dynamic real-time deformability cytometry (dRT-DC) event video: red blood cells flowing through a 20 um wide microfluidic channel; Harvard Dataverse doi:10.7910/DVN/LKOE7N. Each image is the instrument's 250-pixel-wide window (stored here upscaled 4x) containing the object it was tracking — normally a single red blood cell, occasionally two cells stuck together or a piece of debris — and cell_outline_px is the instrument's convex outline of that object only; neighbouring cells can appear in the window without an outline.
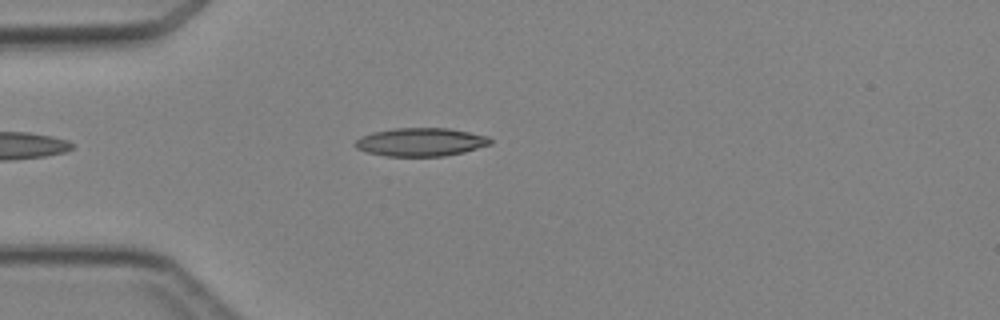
{"species": "Egyptian fruit bat (a non-hibernating species)", "species_latin": "Rousettus aegyptiacus", "temperature_condition": "cold", "stored_images_in_passage": 3, "camera_frame_rate_fps": 3000, "um_per_image_px": 0.085, "animal": {"sex": "female"}, "frame": {"image": 1, "passage_image": 3, "time_ms": 2.333, "image_size_px": [1000, 320], "cell_outline_px": [[492, 144], [464, 152], [444, 156], [384, 156], [368, 152], [356, 148], [356, 140], [360, 136], [372, 132], [392, 128], [448, 128], [488, 136], [492, 140]], "centroid_in_image_um": [35.77, 12.07], "position_along_channel_um": 49.2, "area_um2": 22.31}}